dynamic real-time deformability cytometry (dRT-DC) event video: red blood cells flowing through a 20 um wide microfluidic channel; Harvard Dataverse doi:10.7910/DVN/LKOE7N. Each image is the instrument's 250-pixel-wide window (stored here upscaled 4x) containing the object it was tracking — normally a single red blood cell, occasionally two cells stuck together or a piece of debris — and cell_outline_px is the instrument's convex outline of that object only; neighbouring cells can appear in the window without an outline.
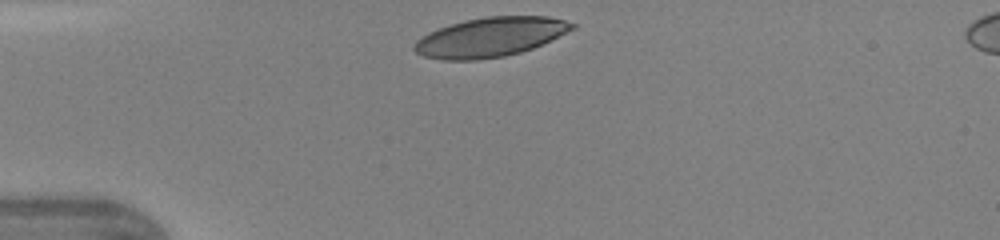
{"species": "human", "species_latin": "Homo sapiens", "temperature_condition": "warm", "stored_images_in_passage": 28, "camera_frame_rate_fps": 3000, "um_per_image_px": 0.085, "donor": {"sex": "female"}, "frame": {"image": 1, "passage_image": 1, "time_ms": 0.0, "image_size_px": [1000, 240], "cell_outline_px": [[576, 28], [532, 48], [520, 52], [504, 56], [476, 60], [444, 60], [424, 56], [416, 52], [412, 48], [416, 40], [428, 32], [464, 20], [484, 16], [548, 16], [564, 20], [576, 24]], "centroid_in_image_um": [41.66, 3.15], "position_along_channel_um": 43.3, "area_um2": 36.07}}
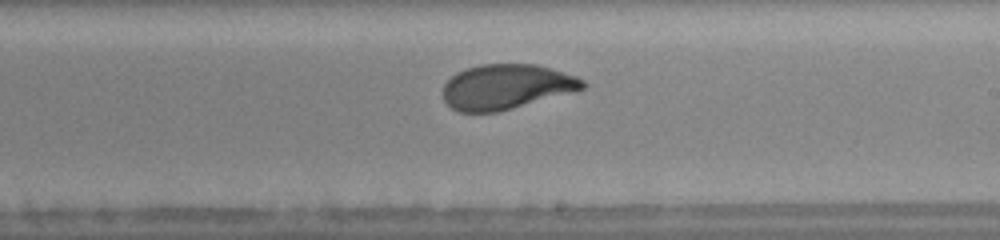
{"frame": {"image": 2, "passage_image": 17, "time_ms": 5.333, "image_size_px": [1000, 240], "cell_outline_px": [[588, 84], [584, 88], [512, 108], [496, 112], [460, 112], [452, 108], [444, 100], [444, 84], [456, 72], [480, 64], [536, 64], [552, 68], [576, 76], [584, 80]], "centroid_in_image_um": [43.03, 7.36], "position_along_channel_um": 246.0, "area_um2": 36.24}}
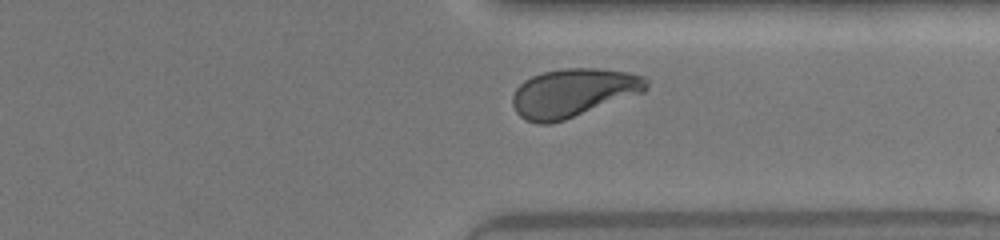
{"frame": {"image": 3, "passage_image": 25, "time_ms": 8.0, "image_size_px": [1000, 240], "cell_outline_px": [[648, 88], [644, 92], [564, 120], [548, 124], [536, 124], [520, 116], [516, 112], [512, 104], [512, 96], [516, 88], [524, 80], [532, 76], [544, 72], [560, 68], [596, 68], [628, 72], [648, 76]], "centroid_in_image_um": [48.74, 7.87], "position_along_channel_um": 362.7, "area_um2": 37.92}, "authors_computed_cell_mechanics": {"area_um2": 37.7145, "velocity_mm_per_s": 4.3605, "shape_relaxation_time_tau1_ms": 3.1565, "shape_relaxation_time_tau2_ms": null, "deformation_change_tau1": 0.1767, "deformation_change_tau2": null}}